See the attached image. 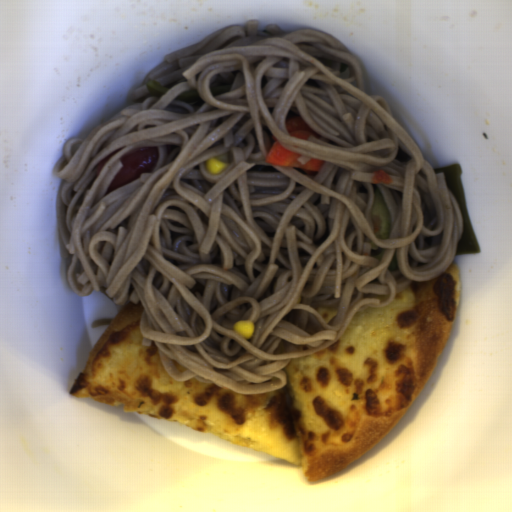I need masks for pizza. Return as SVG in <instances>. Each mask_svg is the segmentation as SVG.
Wrapping results in <instances>:
<instances>
[{"label": "pizza", "mask_w": 512, "mask_h": 512, "mask_svg": "<svg viewBox=\"0 0 512 512\" xmlns=\"http://www.w3.org/2000/svg\"><path fill=\"white\" fill-rule=\"evenodd\" d=\"M324 321L328 324L337 314L336 310L330 308L317 307L315 308Z\"/></svg>", "instance_id": "obj_2"}, {"label": "pizza", "mask_w": 512, "mask_h": 512, "mask_svg": "<svg viewBox=\"0 0 512 512\" xmlns=\"http://www.w3.org/2000/svg\"><path fill=\"white\" fill-rule=\"evenodd\" d=\"M461 288L452 262L381 307L354 314L340 338L281 370L282 389L234 393L194 376L176 381L145 345L138 300L121 306L89 353L70 396L195 429L297 464L309 481L355 461L386 435L429 381Z\"/></svg>", "instance_id": "obj_1"}]
</instances>
